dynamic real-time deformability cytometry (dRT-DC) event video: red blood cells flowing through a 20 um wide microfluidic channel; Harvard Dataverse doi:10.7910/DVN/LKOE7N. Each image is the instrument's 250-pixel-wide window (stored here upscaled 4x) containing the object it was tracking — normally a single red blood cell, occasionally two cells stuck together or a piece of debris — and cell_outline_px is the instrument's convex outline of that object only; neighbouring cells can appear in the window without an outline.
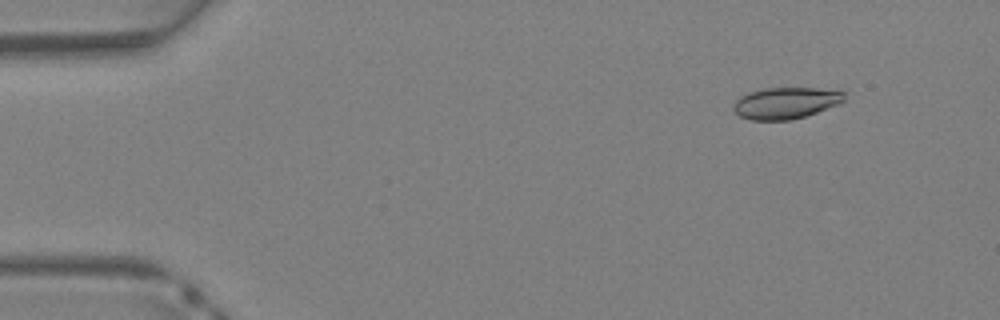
{"species": "Egyptian fruit bat (a non-hibernating species)", "species_latin": "Rousettus aegyptiacus", "temperature_condition": "warm", "stored_images_in_passage": 38, "camera_frame_rate_fps": 3000, "um_per_image_px": 0.085, "animal": {"sex": "female"}, "frame": {"image": 1, "passage_image": 4, "time_ms": 1.0, "image_size_px": [1000, 320], "cell_outline_px": [[848, 92], [844, 100], [840, 104], [804, 116], [788, 120], [752, 120], [740, 116], [732, 108], [736, 100], [740, 96], [748, 92], [764, 88], [840, 88]], "centroid_in_image_um": [66.87, 8.72], "position_along_channel_um": 18.1, "area_um2": 20.69}}
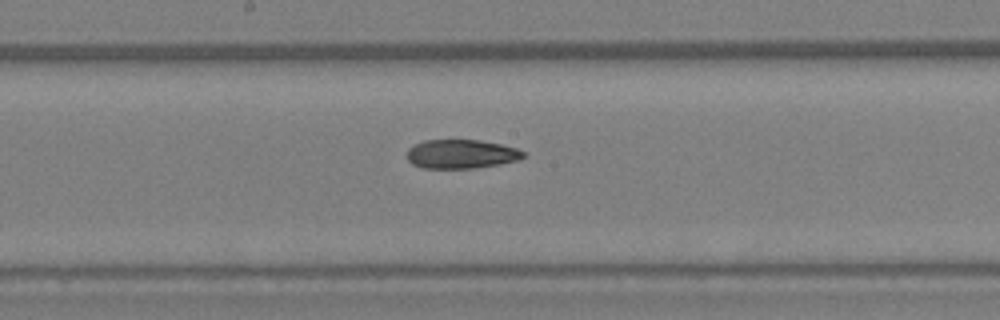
{"frame": {"image": 2, "passage_image": 20, "time_ms": 6.333, "image_size_px": [1000, 320], "cell_outline_px": [[524, 156], [520, 160], [500, 164], [476, 168], [424, 168], [412, 164], [408, 160], [408, 148], [424, 140], [480, 140], [500, 144], [516, 148], [524, 152]], "centroid_in_image_um": [39.22, 13.09], "position_along_channel_um": 209.0, "area_um2": 19.59}}
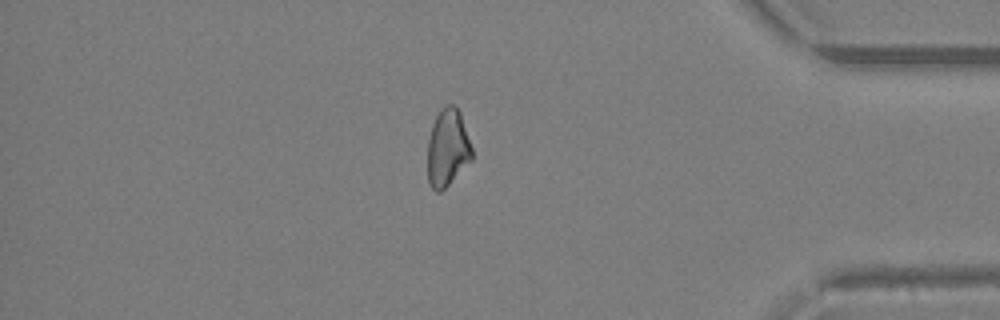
{"frame": {"image": 3, "passage_image": 32, "time_ms": 10.333, "image_size_px": [1000, 320], "cell_outline_px": [[472, 160], [440, 192], [436, 192], [428, 184], [428, 140], [432, 124], [440, 108], [444, 104], [452, 104], [460, 112], [472, 148]], "centroid_in_image_um": [38.03, 12.55], "position_along_channel_um": 397.2, "area_um2": 20.0}}